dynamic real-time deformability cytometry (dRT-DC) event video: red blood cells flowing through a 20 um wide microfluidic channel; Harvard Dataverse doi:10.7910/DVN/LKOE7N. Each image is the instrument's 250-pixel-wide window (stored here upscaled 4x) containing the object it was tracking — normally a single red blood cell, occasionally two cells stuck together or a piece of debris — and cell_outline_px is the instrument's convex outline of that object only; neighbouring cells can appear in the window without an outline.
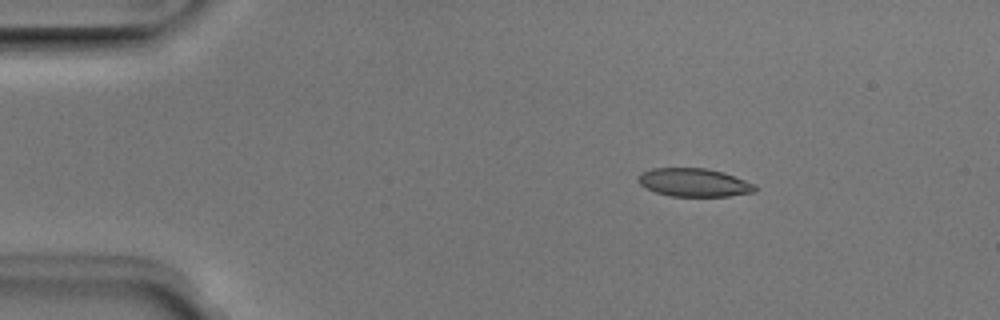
{"species": "Egyptian fruit bat (a non-hibernating species)", "species_latin": "Rousettus aegyptiacus", "temperature_condition": "room temperature", "stored_images_in_passage": 46, "camera_frame_rate_fps": 3000, "um_per_image_px": 0.085, "animal": {"sex": "male"}, "frame": {"image": 1, "passage_image": 4, "time_ms": 1.0, "image_size_px": [1000, 320], "cell_outline_px": [[756, 192], [728, 196], [672, 196], [656, 192], [640, 184], [636, 180], [640, 172], [652, 168], [704, 168], [724, 172], [756, 184]], "centroid_in_image_um": [59.0, 15.5], "position_along_channel_um": 26.0, "area_um2": 19.31}}
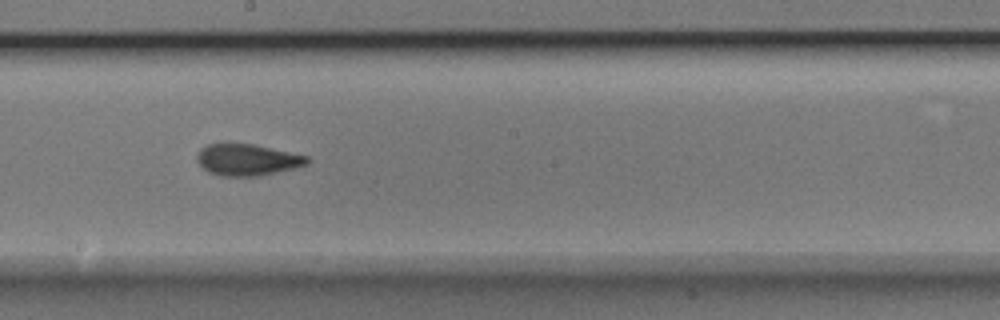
{"frame": {"image": 2, "passage_image": 24, "time_ms": 7.667, "image_size_px": [1000, 320], "cell_outline_px": [[308, 164], [296, 168], [260, 176], [220, 176], [208, 172], [196, 160], [196, 156], [200, 148], [208, 144], [252, 144], [308, 156]], "centroid_in_image_um": [21.01, 13.59], "position_along_channel_um": 227.2, "area_um2": 20.17}}
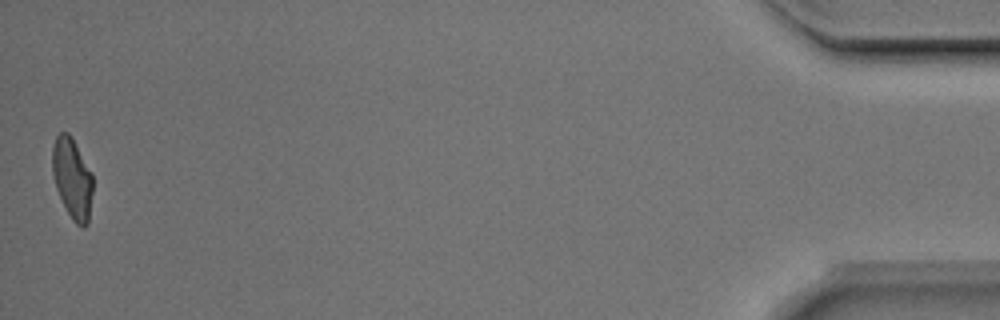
{"frame": {"image": 3, "passage_image": 46, "time_ms": 15.0, "image_size_px": [1000, 320], "cell_outline_px": [[92, 192], [88, 224], [84, 228], [76, 224], [72, 220], [56, 188], [52, 172], [52, 148], [56, 136], [60, 132], [68, 132], [72, 136], [92, 172]], "centroid_in_image_um": [6.14, 15.13], "position_along_channel_um": 429.1, "area_um2": 19.07}, "authors_computed_cell_mechanics": {"area_um2": 20.0855, "velocity_mm_per_s": 4.0273, "shape_relaxation_time_tau1_ms": 6.7137, "shape_relaxation_time_tau2_ms": 2.1271, "deformation_change_tau1": 0.1958, "deformation_change_tau2": 0.0782}}